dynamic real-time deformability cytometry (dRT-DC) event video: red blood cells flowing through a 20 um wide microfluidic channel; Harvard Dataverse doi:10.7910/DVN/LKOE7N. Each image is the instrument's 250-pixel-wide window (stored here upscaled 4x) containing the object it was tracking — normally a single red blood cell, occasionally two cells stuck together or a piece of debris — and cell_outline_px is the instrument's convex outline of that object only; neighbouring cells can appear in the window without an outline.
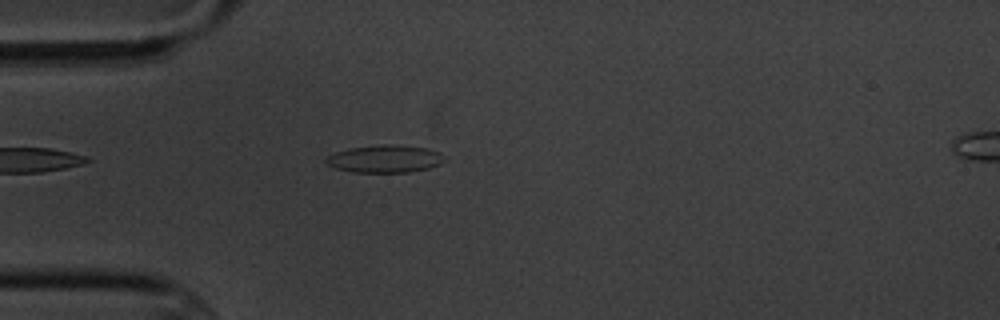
{"species": "common noctule bat (a hibernating species)", "species_latin": "Nyctalus noctula", "temperature_condition": "cold", "stored_images_in_passage": 2, "camera_frame_rate_fps": 3000, "um_per_image_px": 0.085, "animal": {"sex": "male", "body_mass_g": 20.1, "forearm_length_mm": 53.5}, "frame": {"image": 1, "passage_image": 1, "time_ms": 0.0, "image_size_px": [1000, 320], "cell_outline_px": [[448, 160], [440, 164], [428, 168], [408, 172], [352, 172], [336, 168], [328, 164], [324, 160], [328, 156], [336, 152], [348, 148], [384, 144], [388, 144], [428, 148], [440, 152]], "centroid_in_image_um": [32.75, 13.5], "position_along_channel_um": 52.2, "area_um2": 19.02}}